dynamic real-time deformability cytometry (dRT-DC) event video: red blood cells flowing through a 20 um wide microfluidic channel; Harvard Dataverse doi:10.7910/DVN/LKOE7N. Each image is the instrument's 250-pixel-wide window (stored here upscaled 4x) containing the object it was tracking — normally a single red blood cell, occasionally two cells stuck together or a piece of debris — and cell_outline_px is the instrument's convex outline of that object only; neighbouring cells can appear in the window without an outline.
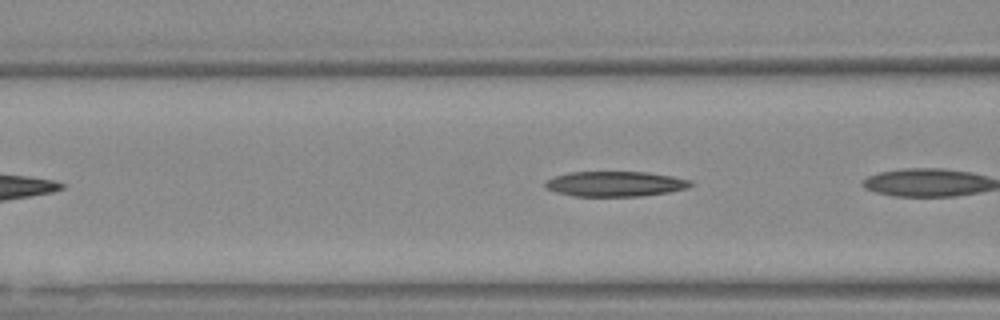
{"species": "Egyptian fruit bat (a non-hibernating species)", "species_latin": "Rousettus aegyptiacus", "temperature_condition": "warm", "stored_images_in_passage": 7, "camera_frame_rate_fps": 3000, "um_per_image_px": 0.085, "animal": {"sex": "female"}, "frame": {"image": 1, "passage_image": 4, "time_ms": 1.0, "image_size_px": [1000, 320], "cell_outline_px": [[692, 184], [688, 188], [668, 192], [640, 196], [572, 196], [556, 192], [544, 188], [544, 184], [548, 180], [556, 176], [572, 172], [648, 172], [672, 176], [688, 180]], "centroid_in_image_um": [52.27, 15.63], "position_along_channel_um": 114.3, "area_um2": 21.15}}